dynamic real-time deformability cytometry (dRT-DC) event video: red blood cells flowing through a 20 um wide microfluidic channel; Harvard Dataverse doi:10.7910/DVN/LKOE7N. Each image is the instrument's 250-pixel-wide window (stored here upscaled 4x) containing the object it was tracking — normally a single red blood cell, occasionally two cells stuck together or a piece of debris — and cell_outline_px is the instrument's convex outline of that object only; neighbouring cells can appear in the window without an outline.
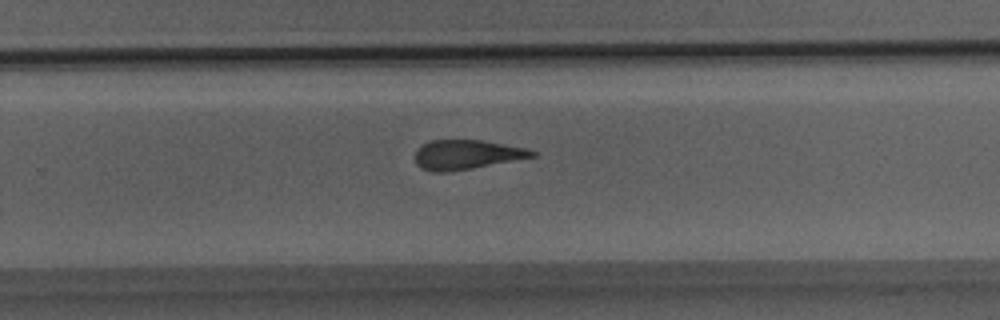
{"species": "Egyptian fruit bat (a non-hibernating species)", "species_latin": "Rousettus aegyptiacus", "temperature_condition": "room temperature", "stored_images_in_passage": 37, "camera_frame_rate_fps": 3000, "um_per_image_px": 0.085, "animal": {"sex": "male"}, "frame": {"image": 1, "passage_image": 24, "time_ms": 7.667, "image_size_px": [1000, 320], "cell_outline_px": [[536, 156], [472, 168], [448, 172], [432, 172], [420, 168], [416, 164], [416, 152], [424, 144], [432, 140], [480, 140], [528, 148], [536, 152]], "centroid_in_image_um": [39.66, 13.15], "position_along_channel_um": 290.1, "area_um2": 19.88}}
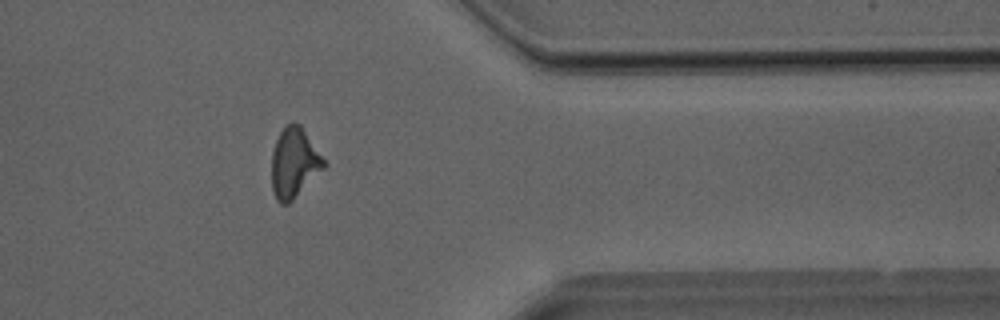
{"frame": {"image": 2, "passage_image": 30, "time_ms": 9.667, "image_size_px": [1000, 320], "cell_outline_px": [[328, 164], [288, 204], [280, 204], [276, 200], [272, 188], [272, 152], [276, 140], [284, 124], [300, 124]], "centroid_in_image_um": [25.0, 13.84], "position_along_channel_um": 386.4, "area_um2": 21.1}}
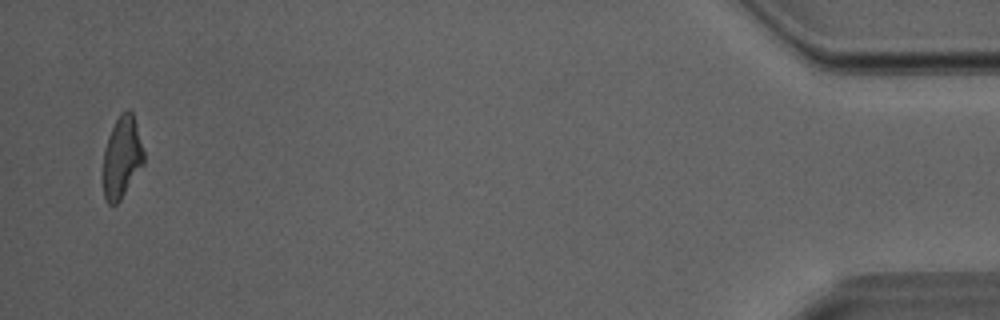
{"frame": {"image": 3, "passage_image": 36, "time_ms": 11.667, "image_size_px": [1000, 320], "cell_outline_px": [[144, 164], [120, 200], [116, 204], [108, 204], [104, 200], [104, 148], [108, 136], [120, 112], [128, 108], [132, 112], [136, 124], [144, 152]], "centroid_in_image_um": [10.36, 13.36], "position_along_channel_um": 424.8, "area_um2": 19.25}}